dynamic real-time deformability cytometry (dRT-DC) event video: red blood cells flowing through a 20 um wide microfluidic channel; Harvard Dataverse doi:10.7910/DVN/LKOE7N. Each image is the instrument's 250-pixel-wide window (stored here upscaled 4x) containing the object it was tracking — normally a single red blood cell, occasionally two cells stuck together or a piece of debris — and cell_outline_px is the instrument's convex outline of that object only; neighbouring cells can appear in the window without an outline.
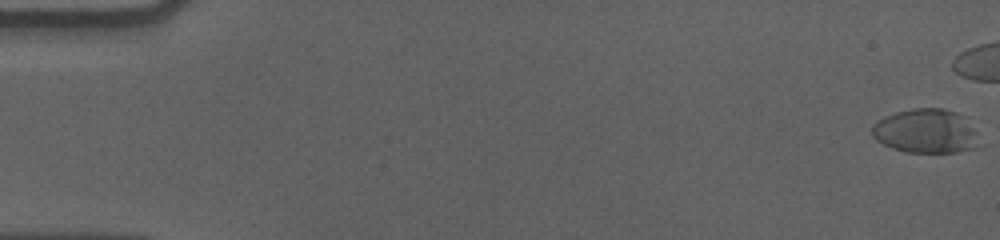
{"species": "human", "species_latin": "Homo sapiens", "temperature_condition": "cold", "stored_images_in_passage": 48, "camera_frame_rate_fps": 3000, "um_per_image_px": 0.085, "donor": {"sex": "male"}, "frame": {"image": 1, "passage_image": 1, "time_ms": 0.0, "image_size_px": [1000, 240], "cell_outline_px": [[976, 148], [956, 152], [908, 152], [892, 148], [876, 140], [872, 136], [872, 124], [884, 116], [896, 112], [912, 108], [944, 108], [968, 116], [976, 132]], "centroid_in_image_um": [78.7, 11.12], "position_along_channel_um": 6.3, "area_um2": 27.8}}
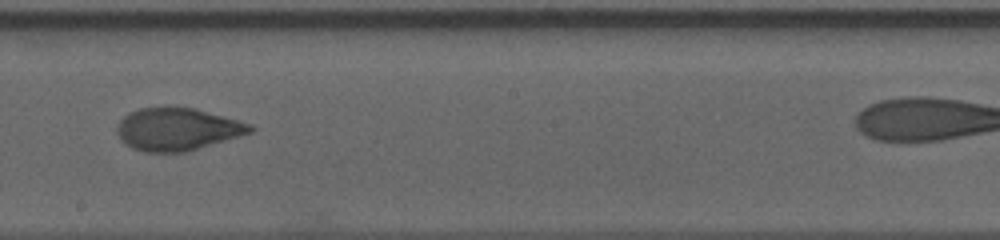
{"frame": {"image": 2, "passage_image": 34, "time_ms": 11.0, "image_size_px": [1000, 240], "cell_outline_px": [[256, 128], [252, 132], [184, 152], [144, 152], [132, 148], [124, 144], [120, 140], [116, 132], [116, 124], [128, 112], [140, 108], [196, 108], [252, 124]], "centroid_in_image_um": [15.03, 10.98], "position_along_channel_um": 233.2, "area_um2": 32.89}}
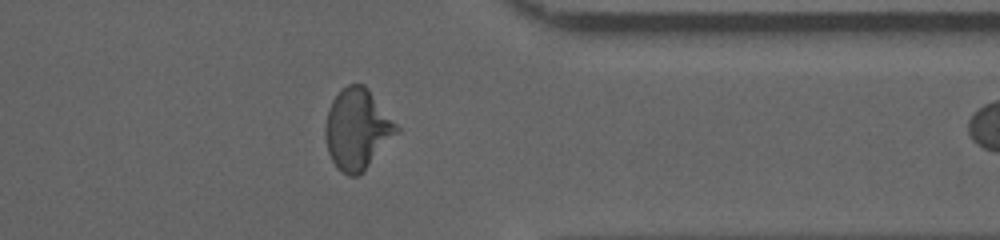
{"frame": {"image": 3, "passage_image": 47, "time_ms": 15.333, "image_size_px": [1000, 240], "cell_outline_px": [[400, 132], [356, 176], [348, 176], [340, 172], [336, 168], [328, 152], [324, 136], [324, 128], [328, 108], [332, 100], [348, 84], [364, 84], [368, 88], [400, 128]], "centroid_in_image_um": [30.35, 10.97], "position_along_channel_um": 381.1, "area_um2": 33.29}}